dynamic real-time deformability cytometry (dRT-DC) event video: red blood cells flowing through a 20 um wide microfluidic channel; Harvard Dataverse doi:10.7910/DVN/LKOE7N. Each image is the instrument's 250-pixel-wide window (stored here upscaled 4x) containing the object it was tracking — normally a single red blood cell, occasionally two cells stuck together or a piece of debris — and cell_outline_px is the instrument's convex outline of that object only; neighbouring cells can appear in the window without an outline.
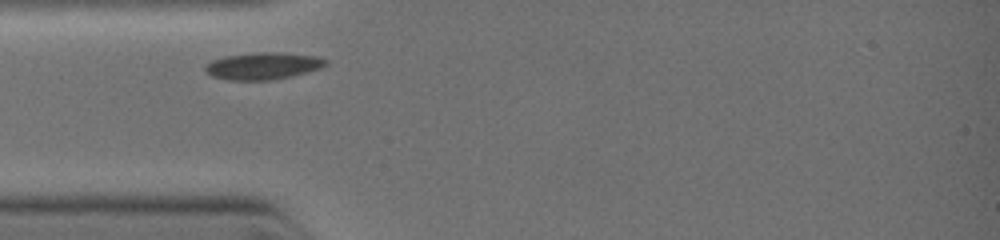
{"species": "common noctule bat (a hibernating species)", "species_latin": "Nyctalus noctula", "temperature_condition": "warm", "stored_images_in_passage": 10, "camera_frame_rate_fps": 3000, "um_per_image_px": 0.085, "animal": {"sex": "female", "body_mass_g": 19.0, "forearm_length_mm": 51.5}, "frame": {"image": 1, "passage_image": 1, "time_ms": 0.0, "image_size_px": [1000, 240], "cell_outline_px": [[328, 64], [320, 68], [308, 72], [292, 76], [268, 80], [228, 80], [212, 76], [204, 68], [212, 60], [228, 56], [256, 52], [276, 52], [316, 56], [328, 60]], "centroid_in_image_um": [22.4, 5.6], "position_along_channel_um": 62.6, "area_um2": 18.79}}
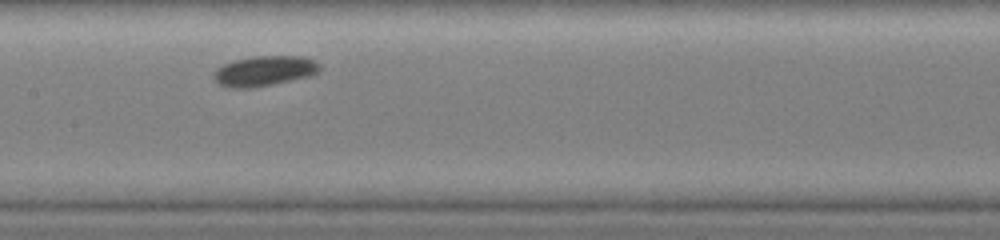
{"frame": {"image": 2, "passage_image": 6, "time_ms": 2.333, "image_size_px": [1000, 240], "cell_outline_px": [[320, 68], [316, 72], [308, 76], [272, 84], [252, 88], [232, 88], [220, 84], [212, 76], [212, 72], [216, 68], [224, 64], [236, 60], [256, 56], [300, 56], [316, 60], [320, 64]], "centroid_in_image_um": [22.45, 6.02], "position_along_channel_um": 185.0, "area_um2": 18.44}}
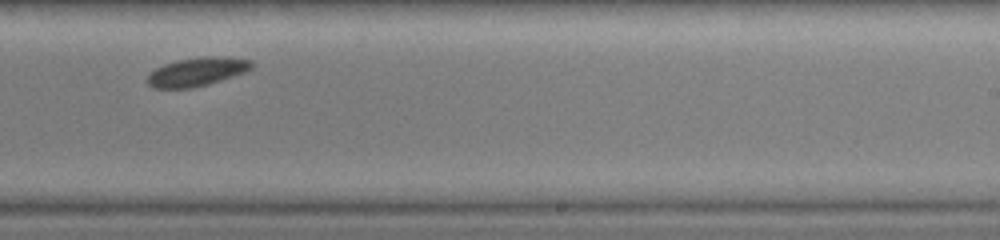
{"frame": {"image": 3, "passage_image": 9, "time_ms": 4.0, "image_size_px": [1000, 240], "cell_outline_px": [[256, 64], [252, 68], [244, 72], [208, 84], [188, 88], [152, 88], [148, 84], [148, 76], [156, 68], [164, 64], [176, 60], [204, 56], [224, 56], [252, 60]], "centroid_in_image_um": [16.78, 6.08], "position_along_channel_um": 272.2, "area_um2": 17.34}}